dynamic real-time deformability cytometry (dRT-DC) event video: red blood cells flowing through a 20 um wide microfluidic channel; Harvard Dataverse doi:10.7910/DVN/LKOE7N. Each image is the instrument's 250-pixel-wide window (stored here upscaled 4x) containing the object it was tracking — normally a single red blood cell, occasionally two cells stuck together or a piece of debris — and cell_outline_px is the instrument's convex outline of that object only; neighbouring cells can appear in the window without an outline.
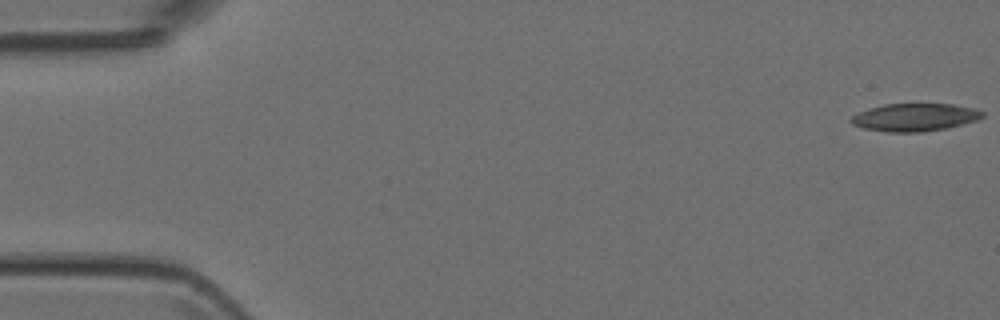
{"species": "Egyptian fruit bat (a non-hibernating species)", "species_latin": "Rousettus aegyptiacus", "temperature_condition": "room temperature", "stored_images_in_passage": 6, "camera_frame_rate_fps": 3000, "um_per_image_px": 0.085, "animal": {"sex": "female"}, "frame": {"image": 1, "passage_image": 1, "time_ms": 0.0, "image_size_px": [1000, 320], "cell_outline_px": [[984, 116], [976, 120], [964, 124], [948, 128], [920, 132], [888, 132], [864, 128], [852, 124], [848, 120], [852, 116], [868, 108], [884, 104], [916, 100], [952, 104], [972, 108], [984, 112]], "centroid_in_image_um": [77.75, 9.92], "position_along_channel_um": 7.2, "area_um2": 22.2}}